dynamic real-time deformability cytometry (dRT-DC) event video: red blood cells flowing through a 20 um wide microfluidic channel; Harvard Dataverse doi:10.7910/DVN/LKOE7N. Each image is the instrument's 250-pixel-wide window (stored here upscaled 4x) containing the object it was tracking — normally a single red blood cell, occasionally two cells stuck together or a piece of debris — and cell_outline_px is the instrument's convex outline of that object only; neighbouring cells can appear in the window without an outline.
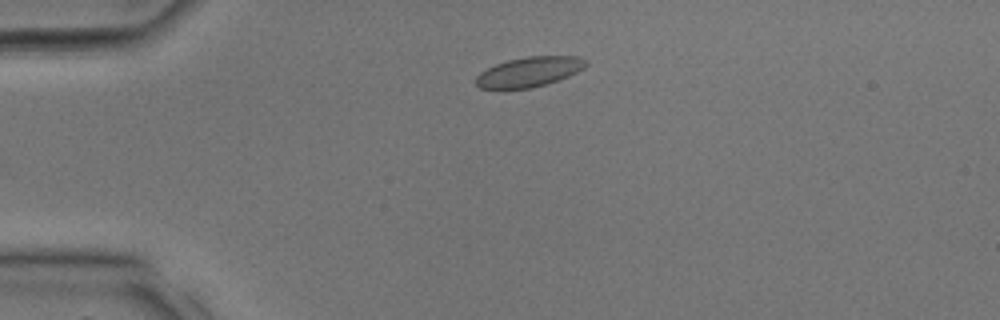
{"species": "common noctule bat (a hibernating species)", "species_latin": "Nyctalus noctula", "temperature_condition": "room temperature", "stored_images_in_passage": 26, "camera_frame_rate_fps": 3000, "um_per_image_px": 0.085, "animal": {"sex": "male", "body_mass_g": 17.9, "forearm_length_mm": 54.2}, "frame": {"image": 1, "passage_image": 1, "time_ms": 0.0, "image_size_px": [1000, 320], "cell_outline_px": [[588, 64], [584, 68], [568, 76], [532, 88], [480, 88], [476, 84], [476, 76], [480, 72], [496, 64], [508, 60], [528, 56], [580, 56], [588, 60]], "centroid_in_image_um": [45.01, 6.09], "position_along_channel_um": 40.0, "area_um2": 18.96}}
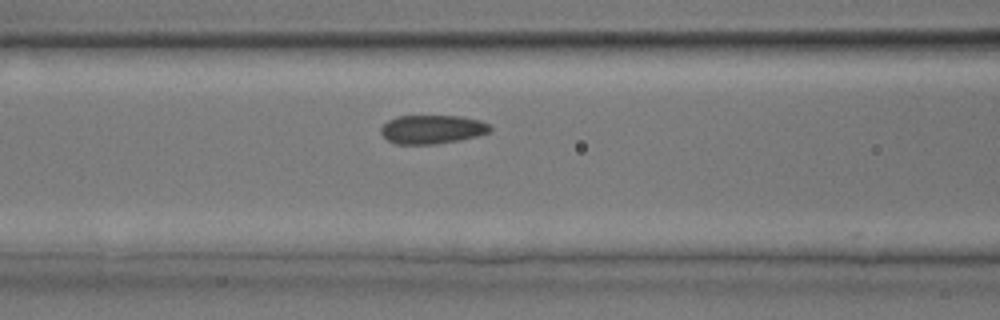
{"frame": {"image": 2, "passage_image": 7, "time_ms": 2.0, "image_size_px": [1000, 320], "cell_outline_px": [[492, 128], [488, 132], [476, 136], [460, 140], [436, 144], [396, 144], [388, 140], [380, 132], [380, 128], [388, 120], [396, 116], [460, 116], [480, 120], [488, 124]], "centroid_in_image_um": [36.71, 10.99], "position_along_channel_um": 129.9, "area_um2": 18.26}}
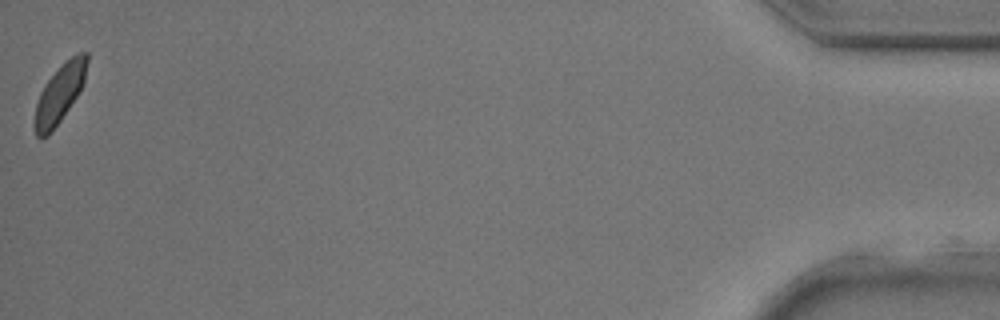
{"frame": {"image": 3, "passage_image": 26, "time_ms": 8.333, "image_size_px": [1000, 320], "cell_outline_px": [[88, 60], [84, 80], [76, 96], [60, 120], [48, 136], [40, 140], [36, 136], [32, 128], [36, 104], [40, 92], [44, 84], [76, 52], [88, 52]], "centroid_in_image_um": [5.02, 8.03], "position_along_channel_um": 430.2, "area_um2": 17.51}}